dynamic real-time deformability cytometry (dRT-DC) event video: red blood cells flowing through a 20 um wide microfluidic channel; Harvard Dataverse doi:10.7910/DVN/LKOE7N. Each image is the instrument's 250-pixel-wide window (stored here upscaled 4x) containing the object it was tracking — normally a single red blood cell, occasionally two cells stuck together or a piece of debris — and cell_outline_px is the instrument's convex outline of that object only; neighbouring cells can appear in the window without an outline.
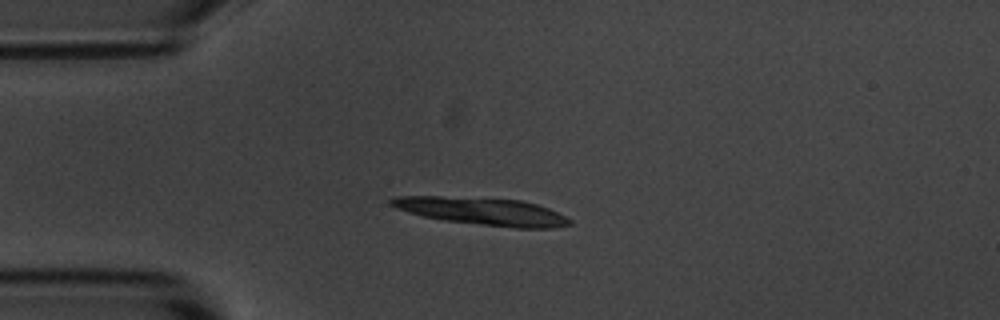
{"species": "common noctule bat (a hibernating species)", "species_latin": "Nyctalus noctula", "temperature_condition": "room temperature", "stored_images_in_passage": 5, "camera_frame_rate_fps": 3000, "um_per_image_px": 0.085, "animal": {"sex": "male", "body_mass_g": 20.1, "forearm_length_mm": 53.5}, "frame": {"image": 1, "passage_image": 3, "time_ms": 2.333, "image_size_px": [1000, 320], "cell_outline_px": [[572, 224], [552, 228], [516, 228], [444, 220], [424, 216], [408, 212], [396, 208], [388, 204], [388, 200], [396, 196], [440, 196], [520, 200], [536, 204], [548, 208], [572, 220]], "centroid_in_image_um": [40.98, 17.96], "position_along_channel_um": 44.0, "area_um2": 28.32}}